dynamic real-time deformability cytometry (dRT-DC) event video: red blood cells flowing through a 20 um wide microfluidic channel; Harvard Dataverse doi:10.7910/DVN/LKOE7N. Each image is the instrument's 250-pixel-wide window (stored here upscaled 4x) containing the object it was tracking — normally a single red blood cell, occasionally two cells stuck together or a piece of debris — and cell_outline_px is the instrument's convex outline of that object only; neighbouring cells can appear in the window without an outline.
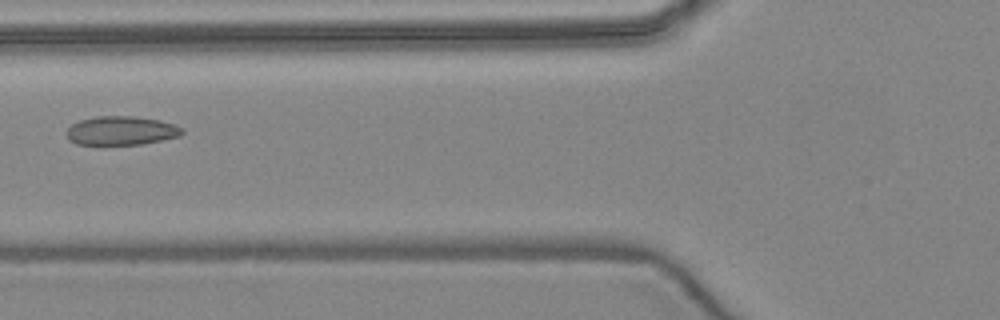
{"species": "common noctule bat (a hibernating species)", "species_latin": "Nyctalus noctula", "temperature_condition": "warm", "stored_images_in_passage": 7, "camera_frame_rate_fps": 3000, "um_per_image_px": 0.085, "animal": {"sex": "female", "body_mass_g": 24.6, "forearm_length_mm": 56.2}, "frame": {"image": 1, "passage_image": 6, "time_ms": 6.0, "image_size_px": [1000, 320], "cell_outline_px": [[184, 132], [180, 136], [144, 144], [100, 148], [76, 144], [68, 140], [64, 132], [72, 124], [80, 120], [96, 116], [132, 116], [160, 120], [176, 124], [184, 128]], "centroid_in_image_um": [10.25, 11.16], "position_along_channel_um": 115.5, "area_um2": 20.63}}
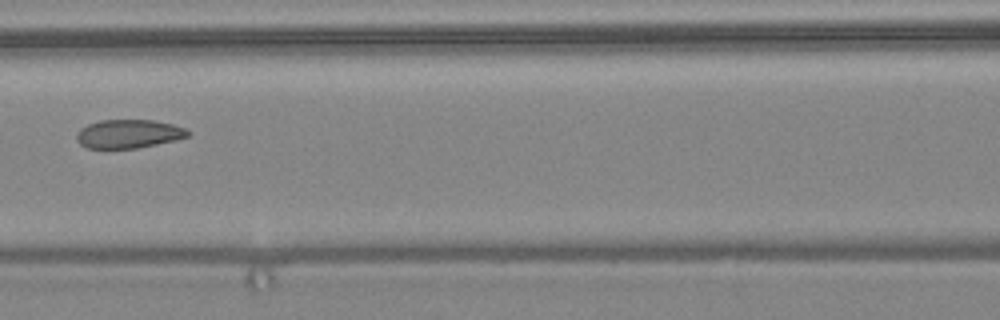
{"frame": {"image": 2, "passage_image": 7, "time_ms": 7.0, "image_size_px": [1000, 320], "cell_outline_px": [[192, 132], [188, 136], [176, 140], [136, 148], [88, 148], [80, 144], [76, 140], [76, 132], [80, 128], [88, 124], [100, 120], [152, 120], [172, 124], [184, 128]], "centroid_in_image_um": [10.91, 11.37], "position_along_channel_um": 155.7, "area_um2": 18.55}}